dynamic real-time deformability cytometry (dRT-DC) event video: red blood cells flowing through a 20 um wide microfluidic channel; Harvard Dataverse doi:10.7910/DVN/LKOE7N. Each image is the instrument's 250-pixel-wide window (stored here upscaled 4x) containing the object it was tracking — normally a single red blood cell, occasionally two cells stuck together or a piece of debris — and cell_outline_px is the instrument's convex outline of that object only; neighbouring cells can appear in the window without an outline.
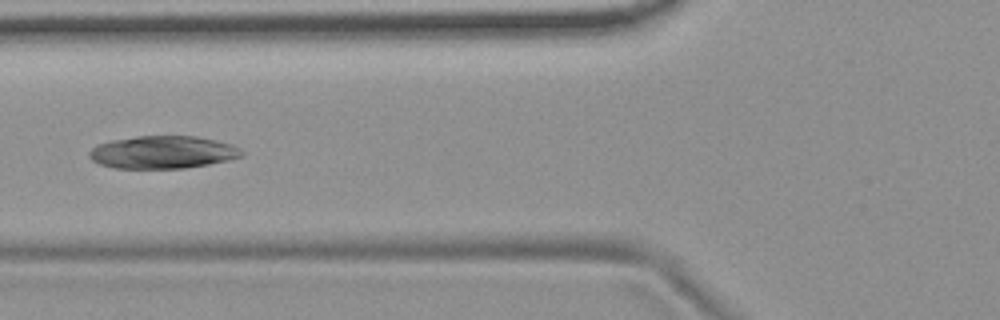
{"species": "common noctule bat (a hibernating species)", "species_latin": "Nyctalus noctula", "temperature_condition": "room temperature", "stored_images_in_passage": 4, "camera_frame_rate_fps": 3000, "um_per_image_px": 0.085, "animal": {"sex": "female", "body_mass_g": 19.9}, "frame": {"image": 1, "passage_image": 4, "time_ms": 3.333, "image_size_px": [1000, 320], "cell_outline_px": [[244, 156], [228, 160], [208, 164], [184, 168], [112, 168], [100, 164], [92, 160], [88, 156], [88, 152], [96, 144], [112, 140], [136, 136], [196, 136], [216, 140], [232, 144], [240, 148], [244, 152]], "centroid_in_image_um": [13.83, 12.93], "position_along_channel_um": 112.0, "area_um2": 29.19}}